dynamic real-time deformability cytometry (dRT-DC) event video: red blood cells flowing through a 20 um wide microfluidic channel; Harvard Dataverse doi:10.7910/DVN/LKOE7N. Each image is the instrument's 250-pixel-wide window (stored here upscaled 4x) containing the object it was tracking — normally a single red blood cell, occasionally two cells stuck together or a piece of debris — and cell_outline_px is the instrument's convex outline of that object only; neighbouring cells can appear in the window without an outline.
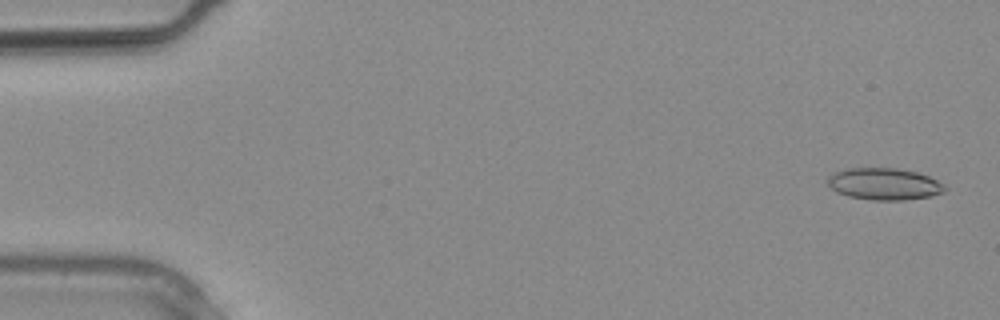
{"species": "common noctule bat (a hibernating species)", "species_latin": "Nyctalus noctula", "temperature_condition": "warm", "stored_images_in_passage": 12, "camera_frame_rate_fps": 3000, "um_per_image_px": 0.085, "animal": {"sex": "male", "body_mass_g": 20.4}, "frame": {"image": 1, "passage_image": 1, "time_ms": 0.0, "image_size_px": [1000, 320], "cell_outline_px": [[948, 188], [944, 192], [932, 196], [904, 200], [872, 200], [848, 196], [836, 192], [828, 184], [828, 176], [832, 172], [848, 168], [896, 168], [916, 172], [928, 176], [944, 184]], "centroid_in_image_um": [75.16, 15.64], "position_along_channel_um": 9.8, "area_um2": 21.85}}
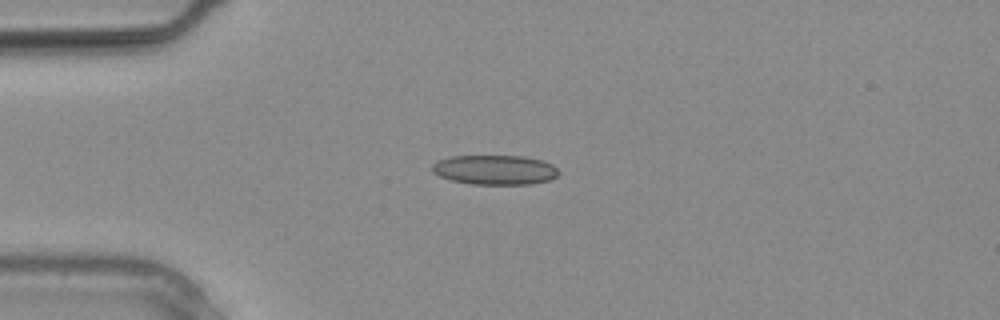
{"frame": {"image": 2, "passage_image": 7, "time_ms": 2.0, "image_size_px": [1000, 320], "cell_outline_px": [[560, 172], [556, 176], [548, 180], [532, 184], [472, 184], [452, 180], [440, 176], [432, 172], [432, 164], [440, 160], [452, 156], [524, 156], [544, 160], [552, 164]], "centroid_in_image_um": [42.09, 14.43], "position_along_channel_um": 42.9, "area_um2": 21.79}}
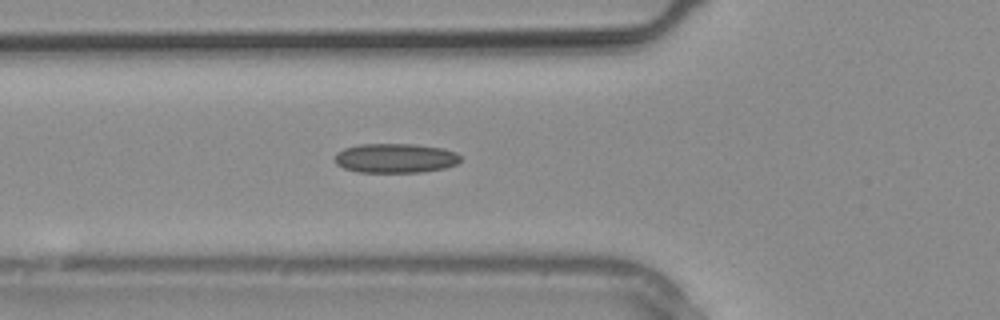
{"frame": {"image": 3, "passage_image": 10, "time_ms": 3.0, "image_size_px": [1000, 320], "cell_outline_px": [[460, 160], [456, 164], [444, 168], [420, 172], [360, 172], [344, 168], [336, 164], [336, 152], [344, 148], [360, 144], [416, 144], [444, 148], [456, 152], [460, 156]], "centroid_in_image_um": [33.62, 13.43], "position_along_channel_um": 92.2, "area_um2": 21.56}}